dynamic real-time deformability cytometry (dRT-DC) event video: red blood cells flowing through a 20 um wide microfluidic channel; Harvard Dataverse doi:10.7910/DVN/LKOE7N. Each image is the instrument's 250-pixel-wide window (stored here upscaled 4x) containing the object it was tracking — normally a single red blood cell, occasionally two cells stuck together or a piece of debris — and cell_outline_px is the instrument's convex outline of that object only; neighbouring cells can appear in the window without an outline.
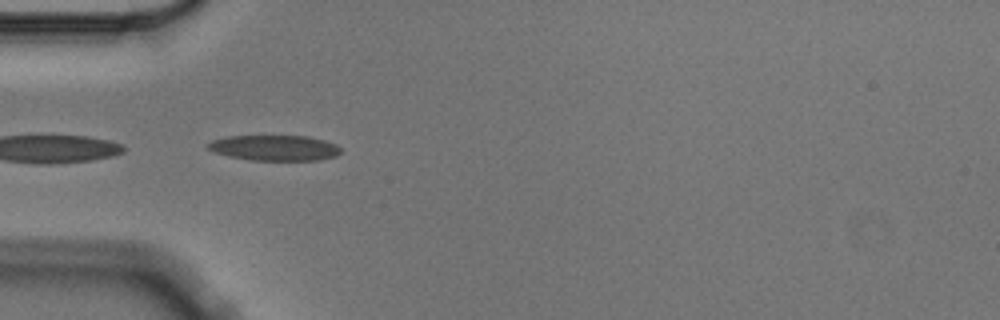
{"species": "Egyptian fruit bat (a non-hibernating species)", "species_latin": "Rousettus aegyptiacus", "temperature_condition": "cold", "stored_images_in_passage": 5, "camera_frame_rate_fps": 3000, "um_per_image_px": 0.085, "animal": {"sex": "male"}, "frame": {"image": 1, "passage_image": 5, "time_ms": 1.333, "image_size_px": [1000, 320], "cell_outline_px": [[340, 152], [336, 156], [316, 160], [252, 160], [228, 156], [216, 152], [208, 148], [204, 144], [212, 140], [228, 136], [308, 136], [324, 140], [336, 144], [340, 148]], "centroid_in_image_um": [23.32, 12.56], "position_along_channel_um": 61.7, "area_um2": 19.65}}